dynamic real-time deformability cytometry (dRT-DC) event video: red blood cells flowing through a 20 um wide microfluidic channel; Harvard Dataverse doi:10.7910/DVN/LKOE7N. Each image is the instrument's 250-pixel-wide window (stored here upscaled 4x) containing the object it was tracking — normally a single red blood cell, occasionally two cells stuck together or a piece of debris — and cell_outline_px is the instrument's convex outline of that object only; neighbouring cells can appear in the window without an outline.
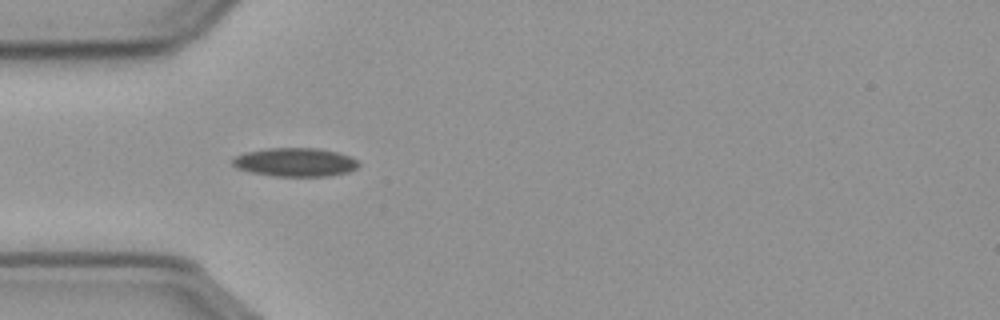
{"species": "common noctule bat (a hibernating species)", "species_latin": "Nyctalus noctula", "temperature_condition": "cold", "stored_images_in_passage": 21, "camera_frame_rate_fps": 3000, "um_per_image_px": 0.085, "animal": {"sex": "male", "body_mass_g": 23.1, "forearm_length_mm": 52.7}, "frame": {"image": 1, "passage_image": 7, "time_ms": 2.0, "image_size_px": [1000, 320], "cell_outline_px": [[360, 164], [356, 168], [348, 172], [328, 176], [276, 176], [252, 172], [236, 168], [232, 164], [232, 160], [236, 156], [244, 152], [268, 148], [316, 148], [336, 152], [348, 156], [356, 160]], "centroid_in_image_um": [25.07, 13.78], "position_along_channel_um": 59.9, "area_um2": 20.87}}